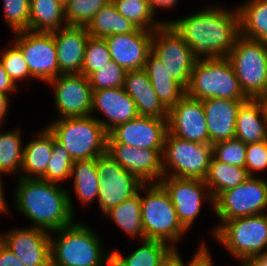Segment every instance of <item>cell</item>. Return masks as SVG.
Instances as JSON below:
<instances>
[{"label": "cell", "instance_id": "1", "mask_svg": "<svg viewBox=\"0 0 267 266\" xmlns=\"http://www.w3.org/2000/svg\"><path fill=\"white\" fill-rule=\"evenodd\" d=\"M220 6L203 8L181 19L167 20L191 48L193 59L214 60L227 57L240 35L238 7L228 10Z\"/></svg>", "mask_w": 267, "mask_h": 266}, {"label": "cell", "instance_id": "2", "mask_svg": "<svg viewBox=\"0 0 267 266\" xmlns=\"http://www.w3.org/2000/svg\"><path fill=\"white\" fill-rule=\"evenodd\" d=\"M14 190L15 207L32 221L31 227L49 233L73 224V200L67 189L43 179L18 176Z\"/></svg>", "mask_w": 267, "mask_h": 266}, {"label": "cell", "instance_id": "3", "mask_svg": "<svg viewBox=\"0 0 267 266\" xmlns=\"http://www.w3.org/2000/svg\"><path fill=\"white\" fill-rule=\"evenodd\" d=\"M53 232L51 266H111V251H104L100 237L86 224L74 222Z\"/></svg>", "mask_w": 267, "mask_h": 266}, {"label": "cell", "instance_id": "4", "mask_svg": "<svg viewBox=\"0 0 267 266\" xmlns=\"http://www.w3.org/2000/svg\"><path fill=\"white\" fill-rule=\"evenodd\" d=\"M95 117L60 118L46 128L73 161L97 158L106 152L108 133Z\"/></svg>", "mask_w": 267, "mask_h": 266}, {"label": "cell", "instance_id": "5", "mask_svg": "<svg viewBox=\"0 0 267 266\" xmlns=\"http://www.w3.org/2000/svg\"><path fill=\"white\" fill-rule=\"evenodd\" d=\"M142 190L145 192V197L140 195L144 239L161 240L178 249L177 242L186 230L178 221L169 194L160 183H144Z\"/></svg>", "mask_w": 267, "mask_h": 266}, {"label": "cell", "instance_id": "6", "mask_svg": "<svg viewBox=\"0 0 267 266\" xmlns=\"http://www.w3.org/2000/svg\"><path fill=\"white\" fill-rule=\"evenodd\" d=\"M213 230L214 238L241 262L267 253V213L227 220Z\"/></svg>", "mask_w": 267, "mask_h": 266}, {"label": "cell", "instance_id": "7", "mask_svg": "<svg viewBox=\"0 0 267 266\" xmlns=\"http://www.w3.org/2000/svg\"><path fill=\"white\" fill-rule=\"evenodd\" d=\"M186 94L192 98L248 100L227 57L197 61L193 66Z\"/></svg>", "mask_w": 267, "mask_h": 266}, {"label": "cell", "instance_id": "8", "mask_svg": "<svg viewBox=\"0 0 267 266\" xmlns=\"http://www.w3.org/2000/svg\"><path fill=\"white\" fill-rule=\"evenodd\" d=\"M227 58L244 94L258 99L267 88V42L240 34Z\"/></svg>", "mask_w": 267, "mask_h": 266}, {"label": "cell", "instance_id": "9", "mask_svg": "<svg viewBox=\"0 0 267 266\" xmlns=\"http://www.w3.org/2000/svg\"><path fill=\"white\" fill-rule=\"evenodd\" d=\"M162 157L164 176L205 180L212 158V144L184 140L167 131Z\"/></svg>", "mask_w": 267, "mask_h": 266}, {"label": "cell", "instance_id": "10", "mask_svg": "<svg viewBox=\"0 0 267 266\" xmlns=\"http://www.w3.org/2000/svg\"><path fill=\"white\" fill-rule=\"evenodd\" d=\"M219 221L260 215L267 212V181L250 176L235 188L222 192L214 200L213 208Z\"/></svg>", "mask_w": 267, "mask_h": 266}, {"label": "cell", "instance_id": "11", "mask_svg": "<svg viewBox=\"0 0 267 266\" xmlns=\"http://www.w3.org/2000/svg\"><path fill=\"white\" fill-rule=\"evenodd\" d=\"M151 52L163 63L171 78L188 87L196 61L191 48L170 23L164 22L153 31Z\"/></svg>", "mask_w": 267, "mask_h": 266}, {"label": "cell", "instance_id": "12", "mask_svg": "<svg viewBox=\"0 0 267 266\" xmlns=\"http://www.w3.org/2000/svg\"><path fill=\"white\" fill-rule=\"evenodd\" d=\"M99 175L98 203L105 215L119 203L136 195L144 184L135 174L125 170L107 152L96 158Z\"/></svg>", "mask_w": 267, "mask_h": 266}, {"label": "cell", "instance_id": "13", "mask_svg": "<svg viewBox=\"0 0 267 266\" xmlns=\"http://www.w3.org/2000/svg\"><path fill=\"white\" fill-rule=\"evenodd\" d=\"M13 41L22 51L34 79L46 82L59 76L56 44L52 32H15Z\"/></svg>", "mask_w": 267, "mask_h": 266}, {"label": "cell", "instance_id": "14", "mask_svg": "<svg viewBox=\"0 0 267 266\" xmlns=\"http://www.w3.org/2000/svg\"><path fill=\"white\" fill-rule=\"evenodd\" d=\"M159 183L169 194L178 221L186 231L200 214L204 201L211 202L214 208V200L205 180L163 176Z\"/></svg>", "mask_w": 267, "mask_h": 266}, {"label": "cell", "instance_id": "15", "mask_svg": "<svg viewBox=\"0 0 267 266\" xmlns=\"http://www.w3.org/2000/svg\"><path fill=\"white\" fill-rule=\"evenodd\" d=\"M47 84L53 86L59 118L91 115L93 89L82 73L60 74Z\"/></svg>", "mask_w": 267, "mask_h": 266}, {"label": "cell", "instance_id": "16", "mask_svg": "<svg viewBox=\"0 0 267 266\" xmlns=\"http://www.w3.org/2000/svg\"><path fill=\"white\" fill-rule=\"evenodd\" d=\"M168 119L138 116L112 129L107 143H123L132 147L164 149Z\"/></svg>", "mask_w": 267, "mask_h": 266}, {"label": "cell", "instance_id": "17", "mask_svg": "<svg viewBox=\"0 0 267 266\" xmlns=\"http://www.w3.org/2000/svg\"><path fill=\"white\" fill-rule=\"evenodd\" d=\"M164 149L132 147L123 143H107L106 152L125 170L144 183H159L164 176Z\"/></svg>", "mask_w": 267, "mask_h": 266}, {"label": "cell", "instance_id": "18", "mask_svg": "<svg viewBox=\"0 0 267 266\" xmlns=\"http://www.w3.org/2000/svg\"><path fill=\"white\" fill-rule=\"evenodd\" d=\"M51 234L34 228H14L0 234L6 245L25 266H51Z\"/></svg>", "mask_w": 267, "mask_h": 266}, {"label": "cell", "instance_id": "19", "mask_svg": "<svg viewBox=\"0 0 267 266\" xmlns=\"http://www.w3.org/2000/svg\"><path fill=\"white\" fill-rule=\"evenodd\" d=\"M168 131L196 143L211 144L202 100L187 94L168 111Z\"/></svg>", "mask_w": 267, "mask_h": 266}, {"label": "cell", "instance_id": "20", "mask_svg": "<svg viewBox=\"0 0 267 266\" xmlns=\"http://www.w3.org/2000/svg\"><path fill=\"white\" fill-rule=\"evenodd\" d=\"M153 31L139 28L136 32L113 34L105 39L111 59L126 71L144 68L151 52Z\"/></svg>", "mask_w": 267, "mask_h": 266}, {"label": "cell", "instance_id": "21", "mask_svg": "<svg viewBox=\"0 0 267 266\" xmlns=\"http://www.w3.org/2000/svg\"><path fill=\"white\" fill-rule=\"evenodd\" d=\"M96 111L107 118L96 117L107 133L139 116L134 100L123 87L93 90L91 115Z\"/></svg>", "mask_w": 267, "mask_h": 266}, {"label": "cell", "instance_id": "22", "mask_svg": "<svg viewBox=\"0 0 267 266\" xmlns=\"http://www.w3.org/2000/svg\"><path fill=\"white\" fill-rule=\"evenodd\" d=\"M56 44L59 75L81 73L85 46L90 37L86 26H65L52 31Z\"/></svg>", "mask_w": 267, "mask_h": 266}, {"label": "cell", "instance_id": "23", "mask_svg": "<svg viewBox=\"0 0 267 266\" xmlns=\"http://www.w3.org/2000/svg\"><path fill=\"white\" fill-rule=\"evenodd\" d=\"M247 100L207 98L202 100L210 143L235 138L236 118Z\"/></svg>", "mask_w": 267, "mask_h": 266}, {"label": "cell", "instance_id": "24", "mask_svg": "<svg viewBox=\"0 0 267 266\" xmlns=\"http://www.w3.org/2000/svg\"><path fill=\"white\" fill-rule=\"evenodd\" d=\"M123 88L134 100L139 116L168 119V110L159 101L143 68L127 71Z\"/></svg>", "mask_w": 267, "mask_h": 266}, {"label": "cell", "instance_id": "25", "mask_svg": "<svg viewBox=\"0 0 267 266\" xmlns=\"http://www.w3.org/2000/svg\"><path fill=\"white\" fill-rule=\"evenodd\" d=\"M235 138L245 144L267 140V115L259 99H248L239 108Z\"/></svg>", "mask_w": 267, "mask_h": 266}, {"label": "cell", "instance_id": "26", "mask_svg": "<svg viewBox=\"0 0 267 266\" xmlns=\"http://www.w3.org/2000/svg\"><path fill=\"white\" fill-rule=\"evenodd\" d=\"M143 69L159 101L168 111L186 95V88L170 77L163 63L152 52L148 54Z\"/></svg>", "mask_w": 267, "mask_h": 266}, {"label": "cell", "instance_id": "27", "mask_svg": "<svg viewBox=\"0 0 267 266\" xmlns=\"http://www.w3.org/2000/svg\"><path fill=\"white\" fill-rule=\"evenodd\" d=\"M38 138L25 143L23 149V162L21 178L40 179L45 173L51 157L55 137L45 127L38 132Z\"/></svg>", "mask_w": 267, "mask_h": 266}, {"label": "cell", "instance_id": "28", "mask_svg": "<svg viewBox=\"0 0 267 266\" xmlns=\"http://www.w3.org/2000/svg\"><path fill=\"white\" fill-rule=\"evenodd\" d=\"M142 245L128 256L111 251V266H160L174 250L167 242L144 239Z\"/></svg>", "mask_w": 267, "mask_h": 266}, {"label": "cell", "instance_id": "29", "mask_svg": "<svg viewBox=\"0 0 267 266\" xmlns=\"http://www.w3.org/2000/svg\"><path fill=\"white\" fill-rule=\"evenodd\" d=\"M86 28L91 37L103 39L113 34L132 33L139 29L118 12L112 0L93 16Z\"/></svg>", "mask_w": 267, "mask_h": 266}, {"label": "cell", "instance_id": "30", "mask_svg": "<svg viewBox=\"0 0 267 266\" xmlns=\"http://www.w3.org/2000/svg\"><path fill=\"white\" fill-rule=\"evenodd\" d=\"M65 26V8L57 0H30L29 31L52 32Z\"/></svg>", "mask_w": 267, "mask_h": 266}, {"label": "cell", "instance_id": "31", "mask_svg": "<svg viewBox=\"0 0 267 266\" xmlns=\"http://www.w3.org/2000/svg\"><path fill=\"white\" fill-rule=\"evenodd\" d=\"M240 34L246 38L267 42V0H246L238 6Z\"/></svg>", "mask_w": 267, "mask_h": 266}, {"label": "cell", "instance_id": "32", "mask_svg": "<svg viewBox=\"0 0 267 266\" xmlns=\"http://www.w3.org/2000/svg\"><path fill=\"white\" fill-rule=\"evenodd\" d=\"M249 177L245 168L220 162L212 156L205 183L215 200L222 192L237 187Z\"/></svg>", "mask_w": 267, "mask_h": 266}, {"label": "cell", "instance_id": "33", "mask_svg": "<svg viewBox=\"0 0 267 266\" xmlns=\"http://www.w3.org/2000/svg\"><path fill=\"white\" fill-rule=\"evenodd\" d=\"M141 192L142 186L136 195L119 203L105 215L107 219L114 221L130 237H139L140 240H144V228L141 217Z\"/></svg>", "mask_w": 267, "mask_h": 266}, {"label": "cell", "instance_id": "34", "mask_svg": "<svg viewBox=\"0 0 267 266\" xmlns=\"http://www.w3.org/2000/svg\"><path fill=\"white\" fill-rule=\"evenodd\" d=\"M70 178H74V194L81 204L88 205L95 199L98 201L100 177L96 167V158L74 161Z\"/></svg>", "mask_w": 267, "mask_h": 266}, {"label": "cell", "instance_id": "35", "mask_svg": "<svg viewBox=\"0 0 267 266\" xmlns=\"http://www.w3.org/2000/svg\"><path fill=\"white\" fill-rule=\"evenodd\" d=\"M20 129L2 132L0 129V175L17 173L23 162V149Z\"/></svg>", "mask_w": 267, "mask_h": 266}, {"label": "cell", "instance_id": "36", "mask_svg": "<svg viewBox=\"0 0 267 266\" xmlns=\"http://www.w3.org/2000/svg\"><path fill=\"white\" fill-rule=\"evenodd\" d=\"M118 12L141 29L154 31L165 21L156 20L148 0H112ZM155 18V19H154ZM156 20V21H155Z\"/></svg>", "mask_w": 267, "mask_h": 266}, {"label": "cell", "instance_id": "37", "mask_svg": "<svg viewBox=\"0 0 267 266\" xmlns=\"http://www.w3.org/2000/svg\"><path fill=\"white\" fill-rule=\"evenodd\" d=\"M73 160L68 151L56 140H54L50 160L46 173L40 178L48 182L62 184L63 180L71 177Z\"/></svg>", "mask_w": 267, "mask_h": 266}, {"label": "cell", "instance_id": "38", "mask_svg": "<svg viewBox=\"0 0 267 266\" xmlns=\"http://www.w3.org/2000/svg\"><path fill=\"white\" fill-rule=\"evenodd\" d=\"M111 0H70L65 6L66 24L87 26L93 16Z\"/></svg>", "mask_w": 267, "mask_h": 266}, {"label": "cell", "instance_id": "39", "mask_svg": "<svg viewBox=\"0 0 267 266\" xmlns=\"http://www.w3.org/2000/svg\"><path fill=\"white\" fill-rule=\"evenodd\" d=\"M110 61H112L111 54L105 39L90 36L85 46L81 73L89 77Z\"/></svg>", "mask_w": 267, "mask_h": 266}, {"label": "cell", "instance_id": "40", "mask_svg": "<svg viewBox=\"0 0 267 266\" xmlns=\"http://www.w3.org/2000/svg\"><path fill=\"white\" fill-rule=\"evenodd\" d=\"M12 44V46L3 49V52L1 50L0 62L17 86L18 80L34 78L30 74L21 49L14 42Z\"/></svg>", "mask_w": 267, "mask_h": 266}, {"label": "cell", "instance_id": "41", "mask_svg": "<svg viewBox=\"0 0 267 266\" xmlns=\"http://www.w3.org/2000/svg\"><path fill=\"white\" fill-rule=\"evenodd\" d=\"M246 146L236 138L217 142L212 145V156L220 162L245 168Z\"/></svg>", "mask_w": 267, "mask_h": 266}, {"label": "cell", "instance_id": "42", "mask_svg": "<svg viewBox=\"0 0 267 266\" xmlns=\"http://www.w3.org/2000/svg\"><path fill=\"white\" fill-rule=\"evenodd\" d=\"M126 70L113 60L93 72L89 83L93 90L123 87Z\"/></svg>", "mask_w": 267, "mask_h": 266}, {"label": "cell", "instance_id": "43", "mask_svg": "<svg viewBox=\"0 0 267 266\" xmlns=\"http://www.w3.org/2000/svg\"><path fill=\"white\" fill-rule=\"evenodd\" d=\"M3 13L13 33L29 30L30 0H3Z\"/></svg>", "mask_w": 267, "mask_h": 266}, {"label": "cell", "instance_id": "44", "mask_svg": "<svg viewBox=\"0 0 267 266\" xmlns=\"http://www.w3.org/2000/svg\"><path fill=\"white\" fill-rule=\"evenodd\" d=\"M245 169L249 176H254L255 171L267 170V140L247 144Z\"/></svg>", "mask_w": 267, "mask_h": 266}, {"label": "cell", "instance_id": "45", "mask_svg": "<svg viewBox=\"0 0 267 266\" xmlns=\"http://www.w3.org/2000/svg\"><path fill=\"white\" fill-rule=\"evenodd\" d=\"M202 242L199 248H197L194 257H192L188 264L183 263V266H213L214 263L212 262L207 244L204 243V240Z\"/></svg>", "mask_w": 267, "mask_h": 266}, {"label": "cell", "instance_id": "46", "mask_svg": "<svg viewBox=\"0 0 267 266\" xmlns=\"http://www.w3.org/2000/svg\"><path fill=\"white\" fill-rule=\"evenodd\" d=\"M0 266H25L18 257L0 241Z\"/></svg>", "mask_w": 267, "mask_h": 266}, {"label": "cell", "instance_id": "47", "mask_svg": "<svg viewBox=\"0 0 267 266\" xmlns=\"http://www.w3.org/2000/svg\"><path fill=\"white\" fill-rule=\"evenodd\" d=\"M17 89H18L17 86L11 80V78L3 68L2 63L0 62V92L9 95L10 93L16 91Z\"/></svg>", "mask_w": 267, "mask_h": 266}, {"label": "cell", "instance_id": "48", "mask_svg": "<svg viewBox=\"0 0 267 266\" xmlns=\"http://www.w3.org/2000/svg\"><path fill=\"white\" fill-rule=\"evenodd\" d=\"M154 13L159 8L169 10L176 6L178 0H148Z\"/></svg>", "mask_w": 267, "mask_h": 266}, {"label": "cell", "instance_id": "49", "mask_svg": "<svg viewBox=\"0 0 267 266\" xmlns=\"http://www.w3.org/2000/svg\"><path fill=\"white\" fill-rule=\"evenodd\" d=\"M179 251L174 249L160 264V266H183V260L180 257Z\"/></svg>", "mask_w": 267, "mask_h": 266}, {"label": "cell", "instance_id": "50", "mask_svg": "<svg viewBox=\"0 0 267 266\" xmlns=\"http://www.w3.org/2000/svg\"><path fill=\"white\" fill-rule=\"evenodd\" d=\"M10 96L8 94L0 92V127L2 123L5 121L4 118L7 116V112L9 109V100Z\"/></svg>", "mask_w": 267, "mask_h": 266}, {"label": "cell", "instance_id": "51", "mask_svg": "<svg viewBox=\"0 0 267 266\" xmlns=\"http://www.w3.org/2000/svg\"><path fill=\"white\" fill-rule=\"evenodd\" d=\"M2 176L0 175V214H4L8 212V206H7V201L4 196V189H3V181H2Z\"/></svg>", "mask_w": 267, "mask_h": 266}, {"label": "cell", "instance_id": "52", "mask_svg": "<svg viewBox=\"0 0 267 266\" xmlns=\"http://www.w3.org/2000/svg\"><path fill=\"white\" fill-rule=\"evenodd\" d=\"M255 266H267V253L257 256L251 260Z\"/></svg>", "mask_w": 267, "mask_h": 266}, {"label": "cell", "instance_id": "53", "mask_svg": "<svg viewBox=\"0 0 267 266\" xmlns=\"http://www.w3.org/2000/svg\"><path fill=\"white\" fill-rule=\"evenodd\" d=\"M258 99L262 102L264 112L267 115V88L265 92Z\"/></svg>", "mask_w": 267, "mask_h": 266}, {"label": "cell", "instance_id": "54", "mask_svg": "<svg viewBox=\"0 0 267 266\" xmlns=\"http://www.w3.org/2000/svg\"><path fill=\"white\" fill-rule=\"evenodd\" d=\"M64 8L69 3L70 0H57Z\"/></svg>", "mask_w": 267, "mask_h": 266}, {"label": "cell", "instance_id": "55", "mask_svg": "<svg viewBox=\"0 0 267 266\" xmlns=\"http://www.w3.org/2000/svg\"><path fill=\"white\" fill-rule=\"evenodd\" d=\"M242 266H255L251 261H244L241 263Z\"/></svg>", "mask_w": 267, "mask_h": 266}]
</instances>
